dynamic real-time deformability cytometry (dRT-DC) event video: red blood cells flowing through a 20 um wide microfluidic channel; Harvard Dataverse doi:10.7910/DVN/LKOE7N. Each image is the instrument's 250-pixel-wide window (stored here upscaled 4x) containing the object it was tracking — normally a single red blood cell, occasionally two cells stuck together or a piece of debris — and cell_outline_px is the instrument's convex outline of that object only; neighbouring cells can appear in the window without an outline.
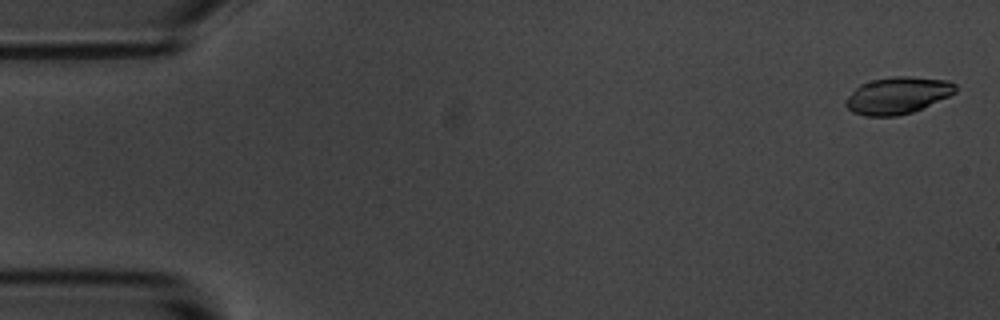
{"species": "common noctule bat (a hibernating species)", "species_latin": "Nyctalus noctula", "temperature_condition": "room temperature", "stored_images_in_passage": 10, "camera_frame_rate_fps": 3000, "um_per_image_px": 0.085, "animal": {"sex": "male", "body_mass_g": 20.1, "forearm_length_mm": 53.5}, "frame": {"image": 1, "passage_image": 1, "time_ms": 0.0, "image_size_px": [1000, 320], "cell_outline_px": [[956, 92], [948, 96], [912, 112], [896, 116], [864, 116], [852, 112], [844, 104], [844, 100], [860, 84], [872, 80], [892, 76], [908, 76], [948, 80], [956, 84]], "centroid_in_image_um": [76.27, 8.1], "position_along_channel_um": 8.7, "area_um2": 23.52}}